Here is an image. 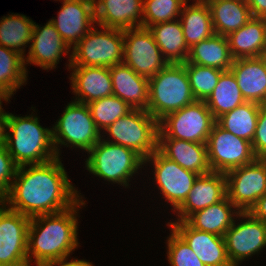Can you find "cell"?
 Wrapping results in <instances>:
<instances>
[{"mask_svg":"<svg viewBox=\"0 0 266 266\" xmlns=\"http://www.w3.org/2000/svg\"><path fill=\"white\" fill-rule=\"evenodd\" d=\"M60 160L19 166L3 204L29 218L74 206L83 197L69 181Z\"/></svg>","mask_w":266,"mask_h":266,"instance_id":"cell-1","label":"cell"},{"mask_svg":"<svg viewBox=\"0 0 266 266\" xmlns=\"http://www.w3.org/2000/svg\"><path fill=\"white\" fill-rule=\"evenodd\" d=\"M85 202L80 199L64 211L30 218L27 241L29 266L33 258L36 266H45L69 257L78 247L77 215L80 208L86 205Z\"/></svg>","mask_w":266,"mask_h":266,"instance_id":"cell-2","label":"cell"},{"mask_svg":"<svg viewBox=\"0 0 266 266\" xmlns=\"http://www.w3.org/2000/svg\"><path fill=\"white\" fill-rule=\"evenodd\" d=\"M8 131L5 146L18 167L43 164L58 157L52 128L42 127L33 112L25 117L9 113Z\"/></svg>","mask_w":266,"mask_h":266,"instance_id":"cell-3","label":"cell"},{"mask_svg":"<svg viewBox=\"0 0 266 266\" xmlns=\"http://www.w3.org/2000/svg\"><path fill=\"white\" fill-rule=\"evenodd\" d=\"M183 63H168L149 79L147 112L158 122L167 114L195 102Z\"/></svg>","mask_w":266,"mask_h":266,"instance_id":"cell-4","label":"cell"},{"mask_svg":"<svg viewBox=\"0 0 266 266\" xmlns=\"http://www.w3.org/2000/svg\"><path fill=\"white\" fill-rule=\"evenodd\" d=\"M103 137L87 152L90 155L85 161L86 169L105 181L129 186L130 178L144 167V159L134 150Z\"/></svg>","mask_w":266,"mask_h":266,"instance_id":"cell-5","label":"cell"},{"mask_svg":"<svg viewBox=\"0 0 266 266\" xmlns=\"http://www.w3.org/2000/svg\"><path fill=\"white\" fill-rule=\"evenodd\" d=\"M95 26L74 46L69 66L108 67L123 63L124 30Z\"/></svg>","mask_w":266,"mask_h":266,"instance_id":"cell-6","label":"cell"},{"mask_svg":"<svg viewBox=\"0 0 266 266\" xmlns=\"http://www.w3.org/2000/svg\"><path fill=\"white\" fill-rule=\"evenodd\" d=\"M107 142L134 150L144 160L158 149L159 122L146 110L132 109L110 124Z\"/></svg>","mask_w":266,"mask_h":266,"instance_id":"cell-7","label":"cell"},{"mask_svg":"<svg viewBox=\"0 0 266 266\" xmlns=\"http://www.w3.org/2000/svg\"><path fill=\"white\" fill-rule=\"evenodd\" d=\"M87 104L72 101L52 127V140L57 156L60 146H71L88 152L101 138ZM70 144V145H69ZM59 147V148H58Z\"/></svg>","mask_w":266,"mask_h":266,"instance_id":"cell-8","label":"cell"},{"mask_svg":"<svg viewBox=\"0 0 266 266\" xmlns=\"http://www.w3.org/2000/svg\"><path fill=\"white\" fill-rule=\"evenodd\" d=\"M215 123L216 119L205 101L196 100L162 118L159 121L158 138L206 144Z\"/></svg>","mask_w":266,"mask_h":266,"instance_id":"cell-9","label":"cell"},{"mask_svg":"<svg viewBox=\"0 0 266 266\" xmlns=\"http://www.w3.org/2000/svg\"><path fill=\"white\" fill-rule=\"evenodd\" d=\"M207 158L212 172L227 173L253 162L255 156L251 142L214 124L207 140Z\"/></svg>","mask_w":266,"mask_h":266,"instance_id":"cell-10","label":"cell"},{"mask_svg":"<svg viewBox=\"0 0 266 266\" xmlns=\"http://www.w3.org/2000/svg\"><path fill=\"white\" fill-rule=\"evenodd\" d=\"M123 63L147 79L159 73L169 62L163 57L148 28L124 29Z\"/></svg>","mask_w":266,"mask_h":266,"instance_id":"cell-11","label":"cell"},{"mask_svg":"<svg viewBox=\"0 0 266 266\" xmlns=\"http://www.w3.org/2000/svg\"><path fill=\"white\" fill-rule=\"evenodd\" d=\"M226 180L229 200L240 212H249L266 193V158H256L227 172Z\"/></svg>","mask_w":266,"mask_h":266,"instance_id":"cell-12","label":"cell"},{"mask_svg":"<svg viewBox=\"0 0 266 266\" xmlns=\"http://www.w3.org/2000/svg\"><path fill=\"white\" fill-rule=\"evenodd\" d=\"M147 163L153 164L155 182L175 212L186 200L199 174L184 169L164 156L158 149L144 160V166Z\"/></svg>","mask_w":266,"mask_h":266,"instance_id":"cell-13","label":"cell"},{"mask_svg":"<svg viewBox=\"0 0 266 266\" xmlns=\"http://www.w3.org/2000/svg\"><path fill=\"white\" fill-rule=\"evenodd\" d=\"M224 235L226 253L232 266H238L248 257L258 254L266 247V224L250 212H240Z\"/></svg>","mask_w":266,"mask_h":266,"instance_id":"cell-14","label":"cell"},{"mask_svg":"<svg viewBox=\"0 0 266 266\" xmlns=\"http://www.w3.org/2000/svg\"><path fill=\"white\" fill-rule=\"evenodd\" d=\"M30 218L0 207V266H29L27 257Z\"/></svg>","mask_w":266,"mask_h":266,"instance_id":"cell-15","label":"cell"},{"mask_svg":"<svg viewBox=\"0 0 266 266\" xmlns=\"http://www.w3.org/2000/svg\"><path fill=\"white\" fill-rule=\"evenodd\" d=\"M57 19L49 20L61 38L70 47L74 46L94 27V0H62ZM73 45V46H72Z\"/></svg>","mask_w":266,"mask_h":266,"instance_id":"cell-16","label":"cell"},{"mask_svg":"<svg viewBox=\"0 0 266 266\" xmlns=\"http://www.w3.org/2000/svg\"><path fill=\"white\" fill-rule=\"evenodd\" d=\"M205 266H232L223 236L192 228L186 221L168 222Z\"/></svg>","mask_w":266,"mask_h":266,"instance_id":"cell-17","label":"cell"},{"mask_svg":"<svg viewBox=\"0 0 266 266\" xmlns=\"http://www.w3.org/2000/svg\"><path fill=\"white\" fill-rule=\"evenodd\" d=\"M69 51L70 47L50 21L42 27L35 22L28 55L24 58L25 66L32 63L42 70L55 69L62 54L68 55Z\"/></svg>","mask_w":266,"mask_h":266,"instance_id":"cell-18","label":"cell"},{"mask_svg":"<svg viewBox=\"0 0 266 266\" xmlns=\"http://www.w3.org/2000/svg\"><path fill=\"white\" fill-rule=\"evenodd\" d=\"M227 197L226 174L210 172L199 175L183 204L175 211L176 221H185L196 211L205 209Z\"/></svg>","mask_w":266,"mask_h":266,"instance_id":"cell-19","label":"cell"},{"mask_svg":"<svg viewBox=\"0 0 266 266\" xmlns=\"http://www.w3.org/2000/svg\"><path fill=\"white\" fill-rule=\"evenodd\" d=\"M69 79L76 102L88 104L91 101L113 95V85L108 67L69 66ZM78 96V97H77Z\"/></svg>","mask_w":266,"mask_h":266,"instance_id":"cell-20","label":"cell"},{"mask_svg":"<svg viewBox=\"0 0 266 266\" xmlns=\"http://www.w3.org/2000/svg\"><path fill=\"white\" fill-rule=\"evenodd\" d=\"M144 0H94L97 26L131 29L143 25Z\"/></svg>","mask_w":266,"mask_h":266,"instance_id":"cell-21","label":"cell"},{"mask_svg":"<svg viewBox=\"0 0 266 266\" xmlns=\"http://www.w3.org/2000/svg\"><path fill=\"white\" fill-rule=\"evenodd\" d=\"M113 95L126 102L131 109L147 110L149 79L138 75L124 63L109 68Z\"/></svg>","mask_w":266,"mask_h":266,"instance_id":"cell-22","label":"cell"},{"mask_svg":"<svg viewBox=\"0 0 266 266\" xmlns=\"http://www.w3.org/2000/svg\"><path fill=\"white\" fill-rule=\"evenodd\" d=\"M158 150L184 169L199 175L211 172L207 158V145L204 143L176 138H158Z\"/></svg>","mask_w":266,"mask_h":266,"instance_id":"cell-23","label":"cell"},{"mask_svg":"<svg viewBox=\"0 0 266 266\" xmlns=\"http://www.w3.org/2000/svg\"><path fill=\"white\" fill-rule=\"evenodd\" d=\"M230 70L245 101L266 104V68L258 57L235 59Z\"/></svg>","mask_w":266,"mask_h":266,"instance_id":"cell-24","label":"cell"},{"mask_svg":"<svg viewBox=\"0 0 266 266\" xmlns=\"http://www.w3.org/2000/svg\"><path fill=\"white\" fill-rule=\"evenodd\" d=\"M239 213L240 210L226 197L205 209L196 211L185 221L192 228L224 237Z\"/></svg>","mask_w":266,"mask_h":266,"instance_id":"cell-25","label":"cell"},{"mask_svg":"<svg viewBox=\"0 0 266 266\" xmlns=\"http://www.w3.org/2000/svg\"><path fill=\"white\" fill-rule=\"evenodd\" d=\"M227 39L234 60L258 57L266 46V18L252 17Z\"/></svg>","mask_w":266,"mask_h":266,"instance_id":"cell-26","label":"cell"},{"mask_svg":"<svg viewBox=\"0 0 266 266\" xmlns=\"http://www.w3.org/2000/svg\"><path fill=\"white\" fill-rule=\"evenodd\" d=\"M215 34L228 36L245 25L252 14L247 2L241 0H208Z\"/></svg>","mask_w":266,"mask_h":266,"instance_id":"cell-27","label":"cell"},{"mask_svg":"<svg viewBox=\"0 0 266 266\" xmlns=\"http://www.w3.org/2000/svg\"><path fill=\"white\" fill-rule=\"evenodd\" d=\"M233 61L227 37L214 34L189 48L188 58L184 63L227 71L230 70Z\"/></svg>","mask_w":266,"mask_h":266,"instance_id":"cell-28","label":"cell"},{"mask_svg":"<svg viewBox=\"0 0 266 266\" xmlns=\"http://www.w3.org/2000/svg\"><path fill=\"white\" fill-rule=\"evenodd\" d=\"M179 20L188 48L215 34L210 7L206 2L185 3Z\"/></svg>","mask_w":266,"mask_h":266,"instance_id":"cell-29","label":"cell"},{"mask_svg":"<svg viewBox=\"0 0 266 266\" xmlns=\"http://www.w3.org/2000/svg\"><path fill=\"white\" fill-rule=\"evenodd\" d=\"M163 57L169 63H184L189 54L180 20L158 23L148 27Z\"/></svg>","mask_w":266,"mask_h":266,"instance_id":"cell-30","label":"cell"},{"mask_svg":"<svg viewBox=\"0 0 266 266\" xmlns=\"http://www.w3.org/2000/svg\"><path fill=\"white\" fill-rule=\"evenodd\" d=\"M260 104L245 101L232 111L216 119V123L226 131L252 143L257 127Z\"/></svg>","mask_w":266,"mask_h":266,"instance_id":"cell-31","label":"cell"},{"mask_svg":"<svg viewBox=\"0 0 266 266\" xmlns=\"http://www.w3.org/2000/svg\"><path fill=\"white\" fill-rule=\"evenodd\" d=\"M8 15L0 19V45L25 58L24 52L27 45L31 43L35 22L23 14Z\"/></svg>","mask_w":266,"mask_h":266,"instance_id":"cell-32","label":"cell"},{"mask_svg":"<svg viewBox=\"0 0 266 266\" xmlns=\"http://www.w3.org/2000/svg\"><path fill=\"white\" fill-rule=\"evenodd\" d=\"M244 102L236 77L231 70L221 73L218 84L205 100L215 119Z\"/></svg>","mask_w":266,"mask_h":266,"instance_id":"cell-33","label":"cell"},{"mask_svg":"<svg viewBox=\"0 0 266 266\" xmlns=\"http://www.w3.org/2000/svg\"><path fill=\"white\" fill-rule=\"evenodd\" d=\"M24 57L0 45V91L11 98L27 78Z\"/></svg>","mask_w":266,"mask_h":266,"instance_id":"cell-34","label":"cell"},{"mask_svg":"<svg viewBox=\"0 0 266 266\" xmlns=\"http://www.w3.org/2000/svg\"><path fill=\"white\" fill-rule=\"evenodd\" d=\"M87 105L100 132L132 110L126 102L114 95L91 101Z\"/></svg>","mask_w":266,"mask_h":266,"instance_id":"cell-35","label":"cell"},{"mask_svg":"<svg viewBox=\"0 0 266 266\" xmlns=\"http://www.w3.org/2000/svg\"><path fill=\"white\" fill-rule=\"evenodd\" d=\"M188 74L191 91L196 100L205 101L216 85L223 70L200 66L194 63H183Z\"/></svg>","mask_w":266,"mask_h":266,"instance_id":"cell-36","label":"cell"},{"mask_svg":"<svg viewBox=\"0 0 266 266\" xmlns=\"http://www.w3.org/2000/svg\"><path fill=\"white\" fill-rule=\"evenodd\" d=\"M185 3L184 0H144L142 27L178 19Z\"/></svg>","mask_w":266,"mask_h":266,"instance_id":"cell-37","label":"cell"},{"mask_svg":"<svg viewBox=\"0 0 266 266\" xmlns=\"http://www.w3.org/2000/svg\"><path fill=\"white\" fill-rule=\"evenodd\" d=\"M167 237V258L170 266H205L185 240L172 228Z\"/></svg>","mask_w":266,"mask_h":266,"instance_id":"cell-38","label":"cell"},{"mask_svg":"<svg viewBox=\"0 0 266 266\" xmlns=\"http://www.w3.org/2000/svg\"><path fill=\"white\" fill-rule=\"evenodd\" d=\"M17 168L5 144L0 145V205L11 187Z\"/></svg>","mask_w":266,"mask_h":266,"instance_id":"cell-39","label":"cell"},{"mask_svg":"<svg viewBox=\"0 0 266 266\" xmlns=\"http://www.w3.org/2000/svg\"><path fill=\"white\" fill-rule=\"evenodd\" d=\"M251 144L257 158H266V104L260 105L257 127Z\"/></svg>","mask_w":266,"mask_h":266,"instance_id":"cell-40","label":"cell"},{"mask_svg":"<svg viewBox=\"0 0 266 266\" xmlns=\"http://www.w3.org/2000/svg\"><path fill=\"white\" fill-rule=\"evenodd\" d=\"M249 212L255 218L266 224V193L258 199L256 204L249 210Z\"/></svg>","mask_w":266,"mask_h":266,"instance_id":"cell-41","label":"cell"},{"mask_svg":"<svg viewBox=\"0 0 266 266\" xmlns=\"http://www.w3.org/2000/svg\"><path fill=\"white\" fill-rule=\"evenodd\" d=\"M252 17L266 18V0H248Z\"/></svg>","mask_w":266,"mask_h":266,"instance_id":"cell-42","label":"cell"},{"mask_svg":"<svg viewBox=\"0 0 266 266\" xmlns=\"http://www.w3.org/2000/svg\"><path fill=\"white\" fill-rule=\"evenodd\" d=\"M9 113L5 112L0 103V145L6 143L7 130H8Z\"/></svg>","mask_w":266,"mask_h":266,"instance_id":"cell-43","label":"cell"},{"mask_svg":"<svg viewBox=\"0 0 266 266\" xmlns=\"http://www.w3.org/2000/svg\"><path fill=\"white\" fill-rule=\"evenodd\" d=\"M68 257L62 258L58 261L51 262L49 264H46L45 266H94L91 262L85 261V260H79V259H73L69 262H67Z\"/></svg>","mask_w":266,"mask_h":266,"instance_id":"cell-44","label":"cell"},{"mask_svg":"<svg viewBox=\"0 0 266 266\" xmlns=\"http://www.w3.org/2000/svg\"><path fill=\"white\" fill-rule=\"evenodd\" d=\"M258 58L263 62V65L266 68V46L263 48V50L260 52V55Z\"/></svg>","mask_w":266,"mask_h":266,"instance_id":"cell-45","label":"cell"},{"mask_svg":"<svg viewBox=\"0 0 266 266\" xmlns=\"http://www.w3.org/2000/svg\"><path fill=\"white\" fill-rule=\"evenodd\" d=\"M10 101V98H7L1 91H0V103L3 102V101Z\"/></svg>","mask_w":266,"mask_h":266,"instance_id":"cell-46","label":"cell"},{"mask_svg":"<svg viewBox=\"0 0 266 266\" xmlns=\"http://www.w3.org/2000/svg\"><path fill=\"white\" fill-rule=\"evenodd\" d=\"M186 3L188 2V0H184ZM195 2H207L208 0H194Z\"/></svg>","mask_w":266,"mask_h":266,"instance_id":"cell-47","label":"cell"}]
</instances>
